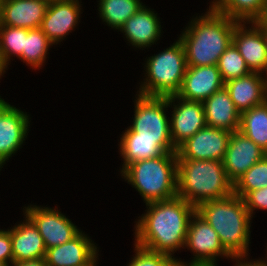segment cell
I'll return each instance as SVG.
<instances>
[{
  "label": "cell",
  "instance_id": "f35d334b",
  "mask_svg": "<svg viewBox=\"0 0 267 266\" xmlns=\"http://www.w3.org/2000/svg\"><path fill=\"white\" fill-rule=\"evenodd\" d=\"M262 28V31L265 35V41H266V45H267V26H260Z\"/></svg>",
  "mask_w": 267,
  "mask_h": 266
},
{
  "label": "cell",
  "instance_id": "b9f144b4",
  "mask_svg": "<svg viewBox=\"0 0 267 266\" xmlns=\"http://www.w3.org/2000/svg\"><path fill=\"white\" fill-rule=\"evenodd\" d=\"M1 4H2V0H0V15H1Z\"/></svg>",
  "mask_w": 267,
  "mask_h": 266
},
{
  "label": "cell",
  "instance_id": "8d00e7d4",
  "mask_svg": "<svg viewBox=\"0 0 267 266\" xmlns=\"http://www.w3.org/2000/svg\"><path fill=\"white\" fill-rule=\"evenodd\" d=\"M97 253L84 265L81 266H96V261H97Z\"/></svg>",
  "mask_w": 267,
  "mask_h": 266
},
{
  "label": "cell",
  "instance_id": "7a4b0ae2",
  "mask_svg": "<svg viewBox=\"0 0 267 266\" xmlns=\"http://www.w3.org/2000/svg\"><path fill=\"white\" fill-rule=\"evenodd\" d=\"M238 22L216 12L210 6L204 16L192 19L179 37L184 47L187 66L217 65L220 56L232 43Z\"/></svg>",
  "mask_w": 267,
  "mask_h": 266
},
{
  "label": "cell",
  "instance_id": "4316f807",
  "mask_svg": "<svg viewBox=\"0 0 267 266\" xmlns=\"http://www.w3.org/2000/svg\"><path fill=\"white\" fill-rule=\"evenodd\" d=\"M51 45L53 43L40 28L29 29L27 35H25V44L20 59L33 66V68H40Z\"/></svg>",
  "mask_w": 267,
  "mask_h": 266
},
{
  "label": "cell",
  "instance_id": "d590c367",
  "mask_svg": "<svg viewBox=\"0 0 267 266\" xmlns=\"http://www.w3.org/2000/svg\"><path fill=\"white\" fill-rule=\"evenodd\" d=\"M259 26H267V1L262 16L255 21Z\"/></svg>",
  "mask_w": 267,
  "mask_h": 266
},
{
  "label": "cell",
  "instance_id": "44dd1931",
  "mask_svg": "<svg viewBox=\"0 0 267 266\" xmlns=\"http://www.w3.org/2000/svg\"><path fill=\"white\" fill-rule=\"evenodd\" d=\"M25 219V222L9 230L13 263L45 258L47 249L38 228L27 216Z\"/></svg>",
  "mask_w": 267,
  "mask_h": 266
},
{
  "label": "cell",
  "instance_id": "836d02e7",
  "mask_svg": "<svg viewBox=\"0 0 267 266\" xmlns=\"http://www.w3.org/2000/svg\"><path fill=\"white\" fill-rule=\"evenodd\" d=\"M12 265L13 266H47L44 258L15 262Z\"/></svg>",
  "mask_w": 267,
  "mask_h": 266
},
{
  "label": "cell",
  "instance_id": "cb8c5ba5",
  "mask_svg": "<svg viewBox=\"0 0 267 266\" xmlns=\"http://www.w3.org/2000/svg\"><path fill=\"white\" fill-rule=\"evenodd\" d=\"M267 0H216L211 8L239 22L257 21L263 14Z\"/></svg>",
  "mask_w": 267,
  "mask_h": 266
},
{
  "label": "cell",
  "instance_id": "d6a6232c",
  "mask_svg": "<svg viewBox=\"0 0 267 266\" xmlns=\"http://www.w3.org/2000/svg\"><path fill=\"white\" fill-rule=\"evenodd\" d=\"M0 262L13 264L12 243L9 230H0Z\"/></svg>",
  "mask_w": 267,
  "mask_h": 266
},
{
  "label": "cell",
  "instance_id": "8fae6325",
  "mask_svg": "<svg viewBox=\"0 0 267 266\" xmlns=\"http://www.w3.org/2000/svg\"><path fill=\"white\" fill-rule=\"evenodd\" d=\"M169 105H173L172 118L170 120V137L177 149L181 144L206 126L204 107L202 102L189 101L177 95L168 96ZM177 105H174L175 101Z\"/></svg>",
  "mask_w": 267,
  "mask_h": 266
},
{
  "label": "cell",
  "instance_id": "8992f818",
  "mask_svg": "<svg viewBox=\"0 0 267 266\" xmlns=\"http://www.w3.org/2000/svg\"><path fill=\"white\" fill-rule=\"evenodd\" d=\"M187 68L183 44L180 40L171 47L151 56L146 63V82L139 88L144 96L168 97L181 88Z\"/></svg>",
  "mask_w": 267,
  "mask_h": 266
},
{
  "label": "cell",
  "instance_id": "4dcf8cb0",
  "mask_svg": "<svg viewBox=\"0 0 267 266\" xmlns=\"http://www.w3.org/2000/svg\"><path fill=\"white\" fill-rule=\"evenodd\" d=\"M135 256L128 266H177L173 256L152 252L135 244ZM173 257V258H172Z\"/></svg>",
  "mask_w": 267,
  "mask_h": 266
},
{
  "label": "cell",
  "instance_id": "ac0fdd59",
  "mask_svg": "<svg viewBox=\"0 0 267 266\" xmlns=\"http://www.w3.org/2000/svg\"><path fill=\"white\" fill-rule=\"evenodd\" d=\"M224 87L240 113L267 100L264 76L262 77V73L259 72H250L245 76L226 81Z\"/></svg>",
  "mask_w": 267,
  "mask_h": 266
},
{
  "label": "cell",
  "instance_id": "ba28073f",
  "mask_svg": "<svg viewBox=\"0 0 267 266\" xmlns=\"http://www.w3.org/2000/svg\"><path fill=\"white\" fill-rule=\"evenodd\" d=\"M184 247H189L195 257L189 264L177 259V264L181 266H215L216 256L232 258L222 247L217 232L196 211L190 218Z\"/></svg>",
  "mask_w": 267,
  "mask_h": 266
},
{
  "label": "cell",
  "instance_id": "60d3db41",
  "mask_svg": "<svg viewBox=\"0 0 267 266\" xmlns=\"http://www.w3.org/2000/svg\"><path fill=\"white\" fill-rule=\"evenodd\" d=\"M0 266H7L4 262H0Z\"/></svg>",
  "mask_w": 267,
  "mask_h": 266
},
{
  "label": "cell",
  "instance_id": "83f0119b",
  "mask_svg": "<svg viewBox=\"0 0 267 266\" xmlns=\"http://www.w3.org/2000/svg\"><path fill=\"white\" fill-rule=\"evenodd\" d=\"M29 29L0 25V58L7 67L11 55L22 56L25 35Z\"/></svg>",
  "mask_w": 267,
  "mask_h": 266
},
{
  "label": "cell",
  "instance_id": "d4e9b609",
  "mask_svg": "<svg viewBox=\"0 0 267 266\" xmlns=\"http://www.w3.org/2000/svg\"><path fill=\"white\" fill-rule=\"evenodd\" d=\"M238 131L267 152V100L241 113Z\"/></svg>",
  "mask_w": 267,
  "mask_h": 266
},
{
  "label": "cell",
  "instance_id": "ab89813d",
  "mask_svg": "<svg viewBox=\"0 0 267 266\" xmlns=\"http://www.w3.org/2000/svg\"><path fill=\"white\" fill-rule=\"evenodd\" d=\"M264 72L267 74V68L265 69ZM264 82H265V87H266V90H267V78L266 77L264 78Z\"/></svg>",
  "mask_w": 267,
  "mask_h": 266
},
{
  "label": "cell",
  "instance_id": "e575fe53",
  "mask_svg": "<svg viewBox=\"0 0 267 266\" xmlns=\"http://www.w3.org/2000/svg\"><path fill=\"white\" fill-rule=\"evenodd\" d=\"M232 259H236V262L238 263L236 266H267L266 262L263 260H260V261H246L245 262V259L244 258H232ZM239 259V260H238ZM244 259V263L243 261L241 262V260Z\"/></svg>",
  "mask_w": 267,
  "mask_h": 266
},
{
  "label": "cell",
  "instance_id": "7402d4cb",
  "mask_svg": "<svg viewBox=\"0 0 267 266\" xmlns=\"http://www.w3.org/2000/svg\"><path fill=\"white\" fill-rule=\"evenodd\" d=\"M119 31L125 33L127 41L133 46L144 48L160 39L161 25L157 15L143 5Z\"/></svg>",
  "mask_w": 267,
  "mask_h": 266
},
{
  "label": "cell",
  "instance_id": "30bf717a",
  "mask_svg": "<svg viewBox=\"0 0 267 266\" xmlns=\"http://www.w3.org/2000/svg\"><path fill=\"white\" fill-rule=\"evenodd\" d=\"M27 216L38 228L46 249L59 246L76 237L81 231L61 212L48 207L28 206Z\"/></svg>",
  "mask_w": 267,
  "mask_h": 266
},
{
  "label": "cell",
  "instance_id": "3957f363",
  "mask_svg": "<svg viewBox=\"0 0 267 266\" xmlns=\"http://www.w3.org/2000/svg\"><path fill=\"white\" fill-rule=\"evenodd\" d=\"M196 212L217 232L222 247L232 258H247L250 220L244 200L236 194L206 201Z\"/></svg>",
  "mask_w": 267,
  "mask_h": 266
},
{
  "label": "cell",
  "instance_id": "6da1fadb",
  "mask_svg": "<svg viewBox=\"0 0 267 266\" xmlns=\"http://www.w3.org/2000/svg\"><path fill=\"white\" fill-rule=\"evenodd\" d=\"M148 211L136 224L135 244L152 252L172 256L185 246L190 218L196 208L183 198L146 204Z\"/></svg>",
  "mask_w": 267,
  "mask_h": 266
},
{
  "label": "cell",
  "instance_id": "f1b7e54d",
  "mask_svg": "<svg viewBox=\"0 0 267 266\" xmlns=\"http://www.w3.org/2000/svg\"><path fill=\"white\" fill-rule=\"evenodd\" d=\"M267 186V155L234 183V194L243 198L248 192Z\"/></svg>",
  "mask_w": 267,
  "mask_h": 266
},
{
  "label": "cell",
  "instance_id": "484cf974",
  "mask_svg": "<svg viewBox=\"0 0 267 266\" xmlns=\"http://www.w3.org/2000/svg\"><path fill=\"white\" fill-rule=\"evenodd\" d=\"M100 17L108 26L120 30L143 5L140 0H100Z\"/></svg>",
  "mask_w": 267,
  "mask_h": 266
},
{
  "label": "cell",
  "instance_id": "74e56055",
  "mask_svg": "<svg viewBox=\"0 0 267 266\" xmlns=\"http://www.w3.org/2000/svg\"><path fill=\"white\" fill-rule=\"evenodd\" d=\"M6 66L3 64L1 58H0V77L5 72Z\"/></svg>",
  "mask_w": 267,
  "mask_h": 266
},
{
  "label": "cell",
  "instance_id": "52a82bcc",
  "mask_svg": "<svg viewBox=\"0 0 267 266\" xmlns=\"http://www.w3.org/2000/svg\"><path fill=\"white\" fill-rule=\"evenodd\" d=\"M135 100V114L130 128L135 139L156 140L167 152H176L170 137V121L165 108L170 107L167 97L138 94Z\"/></svg>",
  "mask_w": 267,
  "mask_h": 266
},
{
  "label": "cell",
  "instance_id": "1f68e13d",
  "mask_svg": "<svg viewBox=\"0 0 267 266\" xmlns=\"http://www.w3.org/2000/svg\"><path fill=\"white\" fill-rule=\"evenodd\" d=\"M242 199L251 216L255 209L267 210V186L248 192Z\"/></svg>",
  "mask_w": 267,
  "mask_h": 266
},
{
  "label": "cell",
  "instance_id": "9c48e42d",
  "mask_svg": "<svg viewBox=\"0 0 267 266\" xmlns=\"http://www.w3.org/2000/svg\"><path fill=\"white\" fill-rule=\"evenodd\" d=\"M231 133L225 129L205 126L177 148V160L222 161Z\"/></svg>",
  "mask_w": 267,
  "mask_h": 266
},
{
  "label": "cell",
  "instance_id": "5b68a950",
  "mask_svg": "<svg viewBox=\"0 0 267 266\" xmlns=\"http://www.w3.org/2000/svg\"><path fill=\"white\" fill-rule=\"evenodd\" d=\"M121 173L128 183L137 189L146 204L177 196L176 152L134 161L122 168Z\"/></svg>",
  "mask_w": 267,
  "mask_h": 266
},
{
  "label": "cell",
  "instance_id": "9a60e30c",
  "mask_svg": "<svg viewBox=\"0 0 267 266\" xmlns=\"http://www.w3.org/2000/svg\"><path fill=\"white\" fill-rule=\"evenodd\" d=\"M217 65L187 66L178 97L203 102L224 87Z\"/></svg>",
  "mask_w": 267,
  "mask_h": 266
},
{
  "label": "cell",
  "instance_id": "5bb4252c",
  "mask_svg": "<svg viewBox=\"0 0 267 266\" xmlns=\"http://www.w3.org/2000/svg\"><path fill=\"white\" fill-rule=\"evenodd\" d=\"M238 22L235 26L232 43L244 58L251 72L264 73L267 68V45L262 28L254 21L252 26L246 29L245 23Z\"/></svg>",
  "mask_w": 267,
  "mask_h": 266
},
{
  "label": "cell",
  "instance_id": "277c9868",
  "mask_svg": "<svg viewBox=\"0 0 267 266\" xmlns=\"http://www.w3.org/2000/svg\"><path fill=\"white\" fill-rule=\"evenodd\" d=\"M177 196L195 208L206 201L225 198L234 193L222 161L177 160Z\"/></svg>",
  "mask_w": 267,
  "mask_h": 266
},
{
  "label": "cell",
  "instance_id": "603a6c76",
  "mask_svg": "<svg viewBox=\"0 0 267 266\" xmlns=\"http://www.w3.org/2000/svg\"><path fill=\"white\" fill-rule=\"evenodd\" d=\"M120 140V154L124 159L123 168L134 161L159 157L167 153L156 140L135 139V132L130 127Z\"/></svg>",
  "mask_w": 267,
  "mask_h": 266
},
{
  "label": "cell",
  "instance_id": "ffe728a7",
  "mask_svg": "<svg viewBox=\"0 0 267 266\" xmlns=\"http://www.w3.org/2000/svg\"><path fill=\"white\" fill-rule=\"evenodd\" d=\"M202 104L206 126L230 132L239 130L241 113L236 109L225 87L213 93Z\"/></svg>",
  "mask_w": 267,
  "mask_h": 266
},
{
  "label": "cell",
  "instance_id": "d6986e66",
  "mask_svg": "<svg viewBox=\"0 0 267 266\" xmlns=\"http://www.w3.org/2000/svg\"><path fill=\"white\" fill-rule=\"evenodd\" d=\"M82 231L70 241L46 250L47 266H81L97 252V247Z\"/></svg>",
  "mask_w": 267,
  "mask_h": 266
},
{
  "label": "cell",
  "instance_id": "4fadbf2b",
  "mask_svg": "<svg viewBox=\"0 0 267 266\" xmlns=\"http://www.w3.org/2000/svg\"><path fill=\"white\" fill-rule=\"evenodd\" d=\"M267 152L240 131L231 133L228 147L222 160L228 178L233 182L263 159Z\"/></svg>",
  "mask_w": 267,
  "mask_h": 266
},
{
  "label": "cell",
  "instance_id": "7c38bea8",
  "mask_svg": "<svg viewBox=\"0 0 267 266\" xmlns=\"http://www.w3.org/2000/svg\"><path fill=\"white\" fill-rule=\"evenodd\" d=\"M29 118L0 98V166L16 153L27 137Z\"/></svg>",
  "mask_w": 267,
  "mask_h": 266
},
{
  "label": "cell",
  "instance_id": "f546056e",
  "mask_svg": "<svg viewBox=\"0 0 267 266\" xmlns=\"http://www.w3.org/2000/svg\"><path fill=\"white\" fill-rule=\"evenodd\" d=\"M217 67L224 82L237 79L251 72L233 43L220 56Z\"/></svg>",
  "mask_w": 267,
  "mask_h": 266
},
{
  "label": "cell",
  "instance_id": "2e32d148",
  "mask_svg": "<svg viewBox=\"0 0 267 266\" xmlns=\"http://www.w3.org/2000/svg\"><path fill=\"white\" fill-rule=\"evenodd\" d=\"M81 6L78 0L50 1L40 29L53 44H58L75 28Z\"/></svg>",
  "mask_w": 267,
  "mask_h": 266
},
{
  "label": "cell",
  "instance_id": "e0dca14e",
  "mask_svg": "<svg viewBox=\"0 0 267 266\" xmlns=\"http://www.w3.org/2000/svg\"><path fill=\"white\" fill-rule=\"evenodd\" d=\"M47 0H5L1 4L0 25L37 29L45 17Z\"/></svg>",
  "mask_w": 267,
  "mask_h": 266
}]
</instances>
